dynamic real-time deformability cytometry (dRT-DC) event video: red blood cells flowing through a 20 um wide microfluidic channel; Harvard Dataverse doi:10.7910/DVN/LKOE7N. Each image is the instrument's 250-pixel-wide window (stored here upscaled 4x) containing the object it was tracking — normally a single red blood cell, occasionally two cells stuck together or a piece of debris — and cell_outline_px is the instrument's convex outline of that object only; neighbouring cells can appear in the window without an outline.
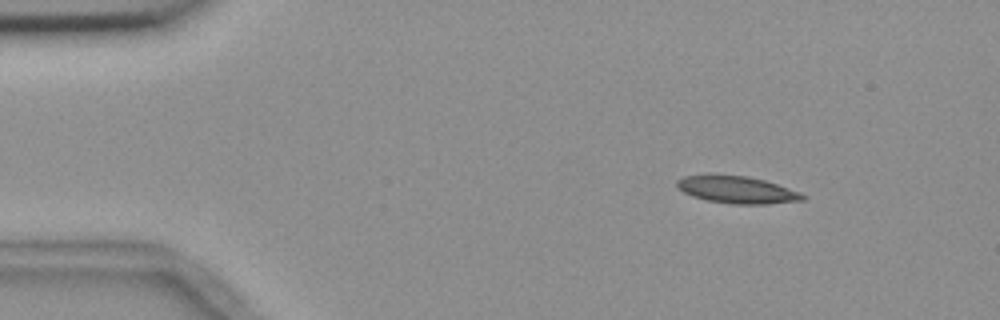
{"species": "common noctule bat (a hibernating species)", "species_latin": "Nyctalus noctula", "temperature_condition": "room temperature", "stored_images_in_passage": 49, "camera_frame_rate_fps": 3000, "um_per_image_px": 0.085, "animal": {"sex": "female", "body_mass_g": 18.4}, "frame": {"image": 1, "passage_image": 1, "time_ms": 0.0, "image_size_px": [1000, 320], "cell_outline_px": [[808, 196], [804, 200], [768, 204], [732, 204], [708, 200], [692, 196], [676, 188], [676, 180], [684, 176], [748, 176], [764, 180], [800, 192]], "centroid_in_image_um": [62.67, 16.15], "position_along_channel_um": 22.3, "area_um2": 19.59}}
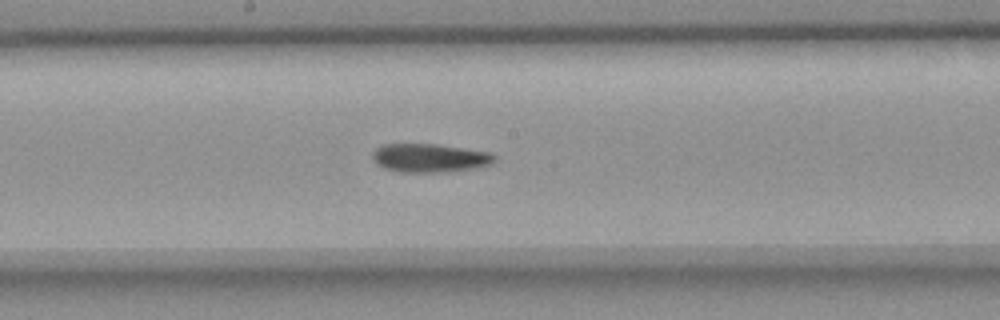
{"frame": {"image": 2, "passage_image": 23, "time_ms": 7.333, "image_size_px": [1000, 320], "cell_outline_px": [[496, 160], [492, 164], [476, 168], [448, 172], [400, 172], [384, 168], [376, 164], [372, 160], [372, 152], [376, 148], [384, 144], [436, 144], [492, 152], [496, 156]], "centroid_in_image_um": [36.55, 13.43], "position_along_channel_um": 211.7, "area_um2": 20.63}}
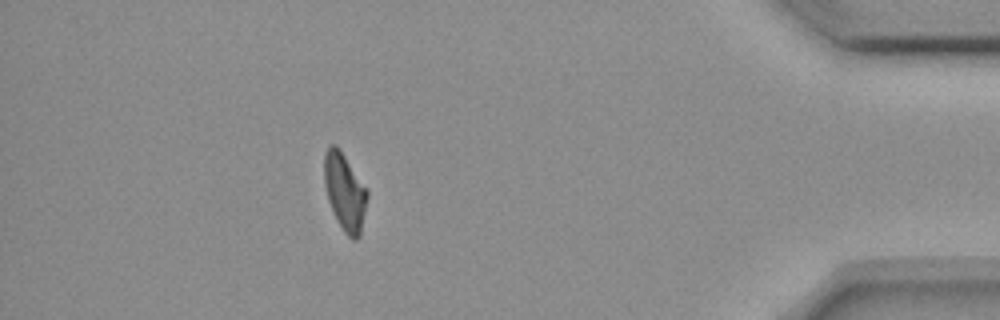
{"frame": {"image": 3, "passage_image": 43, "time_ms": 14.0, "image_size_px": [1000, 320], "cell_outline_px": [[368, 196], [360, 236], [356, 240], [352, 240], [344, 232], [336, 220], [328, 200], [324, 184], [324, 152], [332, 144], [344, 156], [368, 188]], "centroid_in_image_um": [29.32, 16.36], "position_along_channel_um": 405.9, "area_um2": 19.31}}